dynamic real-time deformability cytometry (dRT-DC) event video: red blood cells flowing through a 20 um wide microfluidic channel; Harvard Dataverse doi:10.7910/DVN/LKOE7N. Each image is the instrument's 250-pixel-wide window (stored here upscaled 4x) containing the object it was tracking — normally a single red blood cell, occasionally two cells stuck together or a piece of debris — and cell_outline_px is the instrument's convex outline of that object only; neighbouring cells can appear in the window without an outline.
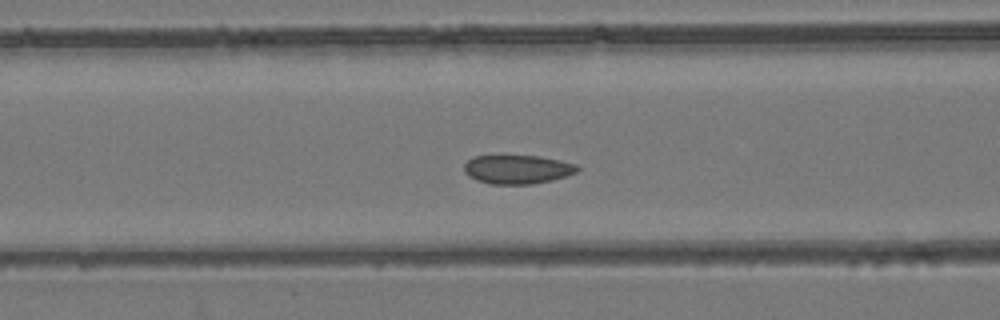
{"species": "common noctule bat (a hibernating species)", "species_latin": "Nyctalus noctula", "temperature_condition": "room temperature", "stored_images_in_passage": 53, "camera_frame_rate_fps": 3000, "um_per_image_px": 0.085, "animal": {"sex": "female", "body_mass_g": 24.6, "forearm_length_mm": 56.2}, "frame": {"image": 1, "passage_image": 21, "time_ms": 6.667, "image_size_px": [1000, 320], "cell_outline_px": [[580, 168], [576, 172], [552, 180], [532, 184], [492, 184], [476, 180], [468, 176], [464, 172], [464, 164], [472, 156], [540, 156], [560, 160], [576, 164]], "centroid_in_image_um": [43.96, 14.39], "position_along_channel_um": 122.6, "area_um2": 19.02}}
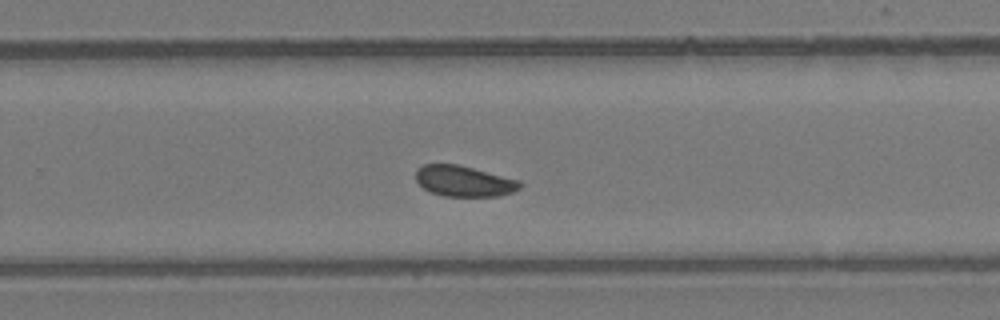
{"frame": {"image": 2, "passage_image": 34, "time_ms": 11.0, "image_size_px": [1000, 320], "cell_outline_px": [[524, 184], [520, 188], [512, 192], [500, 196], [444, 196], [432, 192], [424, 188], [416, 180], [416, 168], [424, 164], [456, 164], [520, 180]], "centroid_in_image_um": [39.45, 15.4], "position_along_channel_um": 290.3, "area_um2": 18.61}}
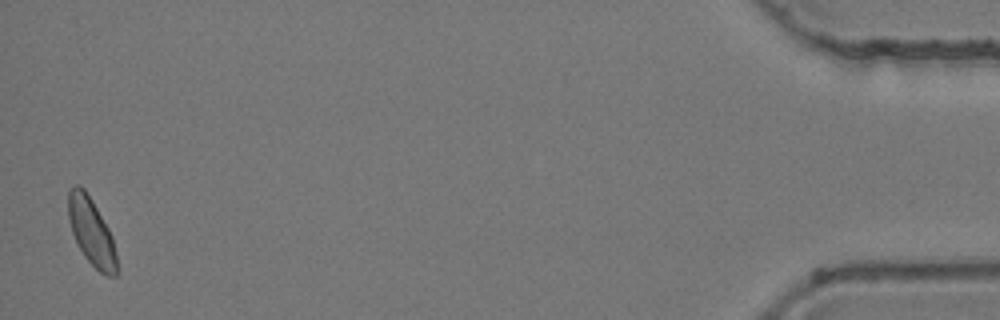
{"frame": {"image": 3, "passage_image": 52, "time_ms": 17.0, "image_size_px": [1000, 320], "cell_outline_px": [[120, 268], [116, 276], [108, 276], [100, 272], [84, 256], [72, 232], [68, 220], [68, 188], [76, 184], [80, 184], [84, 188], [92, 200], [108, 228], [112, 236]], "centroid_in_image_um": [7.79, 19.7], "position_along_channel_um": 427.4, "area_um2": 19.19}, "authors_computed_cell_mechanics": {"area_um2": 19.4208, "velocity_mm_per_s": 3.8818, "shape_relaxation_time_tau1_ms": 3.9315, "shape_relaxation_time_tau2_ms": 6.2837, "deformation_change_tau1": 0.0572, "deformation_change_tau2": 0.0568}}